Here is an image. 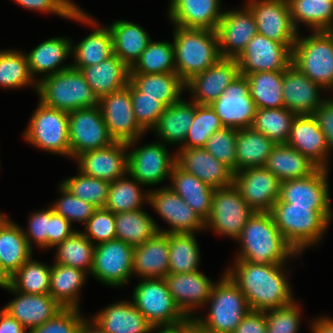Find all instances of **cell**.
<instances>
[{
	"instance_id": "1",
	"label": "cell",
	"mask_w": 333,
	"mask_h": 333,
	"mask_svg": "<svg viewBox=\"0 0 333 333\" xmlns=\"http://www.w3.org/2000/svg\"><path fill=\"white\" fill-rule=\"evenodd\" d=\"M285 264H252L235 260L233 269L227 274L243 292L249 308L267 311L286 306L294 301L284 273Z\"/></svg>"
},
{
	"instance_id": "2",
	"label": "cell",
	"mask_w": 333,
	"mask_h": 333,
	"mask_svg": "<svg viewBox=\"0 0 333 333\" xmlns=\"http://www.w3.org/2000/svg\"><path fill=\"white\" fill-rule=\"evenodd\" d=\"M236 240L241 242L236 259L252 264H284L290 255L298 254L280 233L271 212H255Z\"/></svg>"
},
{
	"instance_id": "3",
	"label": "cell",
	"mask_w": 333,
	"mask_h": 333,
	"mask_svg": "<svg viewBox=\"0 0 333 333\" xmlns=\"http://www.w3.org/2000/svg\"><path fill=\"white\" fill-rule=\"evenodd\" d=\"M173 47L176 73L184 83L222 58L213 30L176 26Z\"/></svg>"
},
{
	"instance_id": "4",
	"label": "cell",
	"mask_w": 333,
	"mask_h": 333,
	"mask_svg": "<svg viewBox=\"0 0 333 333\" xmlns=\"http://www.w3.org/2000/svg\"><path fill=\"white\" fill-rule=\"evenodd\" d=\"M44 105L66 112L99 105V99L80 70L70 67L34 81Z\"/></svg>"
},
{
	"instance_id": "5",
	"label": "cell",
	"mask_w": 333,
	"mask_h": 333,
	"mask_svg": "<svg viewBox=\"0 0 333 333\" xmlns=\"http://www.w3.org/2000/svg\"><path fill=\"white\" fill-rule=\"evenodd\" d=\"M206 303H211L206 319L194 318L200 333H232L251 310L245 295L226 272Z\"/></svg>"
},
{
	"instance_id": "6",
	"label": "cell",
	"mask_w": 333,
	"mask_h": 333,
	"mask_svg": "<svg viewBox=\"0 0 333 333\" xmlns=\"http://www.w3.org/2000/svg\"><path fill=\"white\" fill-rule=\"evenodd\" d=\"M271 214L282 236L298 254L321 240L329 224L314 207L292 206L279 199Z\"/></svg>"
},
{
	"instance_id": "7",
	"label": "cell",
	"mask_w": 333,
	"mask_h": 333,
	"mask_svg": "<svg viewBox=\"0 0 333 333\" xmlns=\"http://www.w3.org/2000/svg\"><path fill=\"white\" fill-rule=\"evenodd\" d=\"M292 64L310 80L324 88L333 85V31H314L297 40L292 49Z\"/></svg>"
},
{
	"instance_id": "8",
	"label": "cell",
	"mask_w": 333,
	"mask_h": 333,
	"mask_svg": "<svg viewBox=\"0 0 333 333\" xmlns=\"http://www.w3.org/2000/svg\"><path fill=\"white\" fill-rule=\"evenodd\" d=\"M133 304L153 327L178 324L187 318L175 303L164 278L139 282L133 292Z\"/></svg>"
},
{
	"instance_id": "9",
	"label": "cell",
	"mask_w": 333,
	"mask_h": 333,
	"mask_svg": "<svg viewBox=\"0 0 333 333\" xmlns=\"http://www.w3.org/2000/svg\"><path fill=\"white\" fill-rule=\"evenodd\" d=\"M24 137L31 144L50 153L71 156L66 111L48 107L40 102Z\"/></svg>"
},
{
	"instance_id": "10",
	"label": "cell",
	"mask_w": 333,
	"mask_h": 333,
	"mask_svg": "<svg viewBox=\"0 0 333 333\" xmlns=\"http://www.w3.org/2000/svg\"><path fill=\"white\" fill-rule=\"evenodd\" d=\"M255 211L240 195L235 185L214 190L212 209L204 221L205 228L211 227L215 232L237 239Z\"/></svg>"
},
{
	"instance_id": "11",
	"label": "cell",
	"mask_w": 333,
	"mask_h": 333,
	"mask_svg": "<svg viewBox=\"0 0 333 333\" xmlns=\"http://www.w3.org/2000/svg\"><path fill=\"white\" fill-rule=\"evenodd\" d=\"M71 156L108 147L115 142L109 135L100 106L68 112Z\"/></svg>"
},
{
	"instance_id": "12",
	"label": "cell",
	"mask_w": 333,
	"mask_h": 333,
	"mask_svg": "<svg viewBox=\"0 0 333 333\" xmlns=\"http://www.w3.org/2000/svg\"><path fill=\"white\" fill-rule=\"evenodd\" d=\"M99 106L109 135L115 142L127 143L130 148L145 133L133 112L130 80L123 89L102 96L99 99Z\"/></svg>"
},
{
	"instance_id": "13",
	"label": "cell",
	"mask_w": 333,
	"mask_h": 333,
	"mask_svg": "<svg viewBox=\"0 0 333 333\" xmlns=\"http://www.w3.org/2000/svg\"><path fill=\"white\" fill-rule=\"evenodd\" d=\"M294 44L276 42L257 33L236 59L240 74L286 70L292 64Z\"/></svg>"
},
{
	"instance_id": "14",
	"label": "cell",
	"mask_w": 333,
	"mask_h": 333,
	"mask_svg": "<svg viewBox=\"0 0 333 333\" xmlns=\"http://www.w3.org/2000/svg\"><path fill=\"white\" fill-rule=\"evenodd\" d=\"M327 173L328 169L318 168L308 177L282 181L279 200L292 206L314 207L330 223L332 212Z\"/></svg>"
},
{
	"instance_id": "15",
	"label": "cell",
	"mask_w": 333,
	"mask_h": 333,
	"mask_svg": "<svg viewBox=\"0 0 333 333\" xmlns=\"http://www.w3.org/2000/svg\"><path fill=\"white\" fill-rule=\"evenodd\" d=\"M134 246L114 239L95 245L91 274L106 285H124L133 273Z\"/></svg>"
},
{
	"instance_id": "16",
	"label": "cell",
	"mask_w": 333,
	"mask_h": 333,
	"mask_svg": "<svg viewBox=\"0 0 333 333\" xmlns=\"http://www.w3.org/2000/svg\"><path fill=\"white\" fill-rule=\"evenodd\" d=\"M211 107L224 127L234 129L252 127L257 107L250 95V85L246 76L239 74Z\"/></svg>"
},
{
	"instance_id": "17",
	"label": "cell",
	"mask_w": 333,
	"mask_h": 333,
	"mask_svg": "<svg viewBox=\"0 0 333 333\" xmlns=\"http://www.w3.org/2000/svg\"><path fill=\"white\" fill-rule=\"evenodd\" d=\"M281 180L264 166L234 173L233 184L255 212H271L279 199Z\"/></svg>"
},
{
	"instance_id": "18",
	"label": "cell",
	"mask_w": 333,
	"mask_h": 333,
	"mask_svg": "<svg viewBox=\"0 0 333 333\" xmlns=\"http://www.w3.org/2000/svg\"><path fill=\"white\" fill-rule=\"evenodd\" d=\"M173 156L170 157L162 141L138 147L128 153L127 174L140 185L159 184L170 176L176 163Z\"/></svg>"
},
{
	"instance_id": "19",
	"label": "cell",
	"mask_w": 333,
	"mask_h": 333,
	"mask_svg": "<svg viewBox=\"0 0 333 333\" xmlns=\"http://www.w3.org/2000/svg\"><path fill=\"white\" fill-rule=\"evenodd\" d=\"M246 5L259 34L280 43H295L298 29L292 23L287 0H250Z\"/></svg>"
},
{
	"instance_id": "20",
	"label": "cell",
	"mask_w": 333,
	"mask_h": 333,
	"mask_svg": "<svg viewBox=\"0 0 333 333\" xmlns=\"http://www.w3.org/2000/svg\"><path fill=\"white\" fill-rule=\"evenodd\" d=\"M148 203L170 224L171 229L162 233H195L205 228L204 220L170 187L149 191Z\"/></svg>"
},
{
	"instance_id": "21",
	"label": "cell",
	"mask_w": 333,
	"mask_h": 333,
	"mask_svg": "<svg viewBox=\"0 0 333 333\" xmlns=\"http://www.w3.org/2000/svg\"><path fill=\"white\" fill-rule=\"evenodd\" d=\"M257 33V23L247 6L225 11L216 28L221 57L237 59Z\"/></svg>"
},
{
	"instance_id": "22",
	"label": "cell",
	"mask_w": 333,
	"mask_h": 333,
	"mask_svg": "<svg viewBox=\"0 0 333 333\" xmlns=\"http://www.w3.org/2000/svg\"><path fill=\"white\" fill-rule=\"evenodd\" d=\"M240 74L236 59L221 58L217 63L185 83L193 100L200 105H211Z\"/></svg>"
},
{
	"instance_id": "23",
	"label": "cell",
	"mask_w": 333,
	"mask_h": 333,
	"mask_svg": "<svg viewBox=\"0 0 333 333\" xmlns=\"http://www.w3.org/2000/svg\"><path fill=\"white\" fill-rule=\"evenodd\" d=\"M127 149V143L113 142L108 147L83 152L76 157L79 170L88 176L113 182L126 176L128 153L124 150Z\"/></svg>"
},
{
	"instance_id": "24",
	"label": "cell",
	"mask_w": 333,
	"mask_h": 333,
	"mask_svg": "<svg viewBox=\"0 0 333 333\" xmlns=\"http://www.w3.org/2000/svg\"><path fill=\"white\" fill-rule=\"evenodd\" d=\"M175 157L182 170L215 189L233 185L234 172L205 148H181Z\"/></svg>"
},
{
	"instance_id": "25",
	"label": "cell",
	"mask_w": 333,
	"mask_h": 333,
	"mask_svg": "<svg viewBox=\"0 0 333 333\" xmlns=\"http://www.w3.org/2000/svg\"><path fill=\"white\" fill-rule=\"evenodd\" d=\"M3 288L16 293V299L8 303L3 309L13 316L25 329L41 326L54 317L61 306L50 294H28L16 291L9 283Z\"/></svg>"
},
{
	"instance_id": "26",
	"label": "cell",
	"mask_w": 333,
	"mask_h": 333,
	"mask_svg": "<svg viewBox=\"0 0 333 333\" xmlns=\"http://www.w3.org/2000/svg\"><path fill=\"white\" fill-rule=\"evenodd\" d=\"M320 88L323 87L310 80L293 64L283 71L284 107L296 115H313L325 101L319 96Z\"/></svg>"
},
{
	"instance_id": "27",
	"label": "cell",
	"mask_w": 333,
	"mask_h": 333,
	"mask_svg": "<svg viewBox=\"0 0 333 333\" xmlns=\"http://www.w3.org/2000/svg\"><path fill=\"white\" fill-rule=\"evenodd\" d=\"M164 279L175 303L187 318H192L195 308L206 304L215 285L199 270L182 274L168 273Z\"/></svg>"
},
{
	"instance_id": "28",
	"label": "cell",
	"mask_w": 333,
	"mask_h": 333,
	"mask_svg": "<svg viewBox=\"0 0 333 333\" xmlns=\"http://www.w3.org/2000/svg\"><path fill=\"white\" fill-rule=\"evenodd\" d=\"M287 144L308 157L319 168L327 169L329 148L313 115H296Z\"/></svg>"
},
{
	"instance_id": "29",
	"label": "cell",
	"mask_w": 333,
	"mask_h": 333,
	"mask_svg": "<svg viewBox=\"0 0 333 333\" xmlns=\"http://www.w3.org/2000/svg\"><path fill=\"white\" fill-rule=\"evenodd\" d=\"M169 17L176 26L216 31L224 12L219 0H171Z\"/></svg>"
},
{
	"instance_id": "30",
	"label": "cell",
	"mask_w": 333,
	"mask_h": 333,
	"mask_svg": "<svg viewBox=\"0 0 333 333\" xmlns=\"http://www.w3.org/2000/svg\"><path fill=\"white\" fill-rule=\"evenodd\" d=\"M169 269V233L157 232L152 238L134 247L133 273L142 279L164 278Z\"/></svg>"
},
{
	"instance_id": "31",
	"label": "cell",
	"mask_w": 333,
	"mask_h": 333,
	"mask_svg": "<svg viewBox=\"0 0 333 333\" xmlns=\"http://www.w3.org/2000/svg\"><path fill=\"white\" fill-rule=\"evenodd\" d=\"M0 257L3 264V283L32 257L23 230L6 216L0 214Z\"/></svg>"
},
{
	"instance_id": "32",
	"label": "cell",
	"mask_w": 333,
	"mask_h": 333,
	"mask_svg": "<svg viewBox=\"0 0 333 333\" xmlns=\"http://www.w3.org/2000/svg\"><path fill=\"white\" fill-rule=\"evenodd\" d=\"M78 70L98 99L123 89L130 80V68L115 54L98 64Z\"/></svg>"
},
{
	"instance_id": "33",
	"label": "cell",
	"mask_w": 333,
	"mask_h": 333,
	"mask_svg": "<svg viewBox=\"0 0 333 333\" xmlns=\"http://www.w3.org/2000/svg\"><path fill=\"white\" fill-rule=\"evenodd\" d=\"M168 178L172 181L170 188L205 221L212 209L215 188L182 170L176 163Z\"/></svg>"
},
{
	"instance_id": "34",
	"label": "cell",
	"mask_w": 333,
	"mask_h": 333,
	"mask_svg": "<svg viewBox=\"0 0 333 333\" xmlns=\"http://www.w3.org/2000/svg\"><path fill=\"white\" fill-rule=\"evenodd\" d=\"M94 321L109 333H151L153 326L132 302H117L106 307Z\"/></svg>"
},
{
	"instance_id": "35",
	"label": "cell",
	"mask_w": 333,
	"mask_h": 333,
	"mask_svg": "<svg viewBox=\"0 0 333 333\" xmlns=\"http://www.w3.org/2000/svg\"><path fill=\"white\" fill-rule=\"evenodd\" d=\"M264 167L281 181L308 177L319 168L287 143L274 145Z\"/></svg>"
},
{
	"instance_id": "36",
	"label": "cell",
	"mask_w": 333,
	"mask_h": 333,
	"mask_svg": "<svg viewBox=\"0 0 333 333\" xmlns=\"http://www.w3.org/2000/svg\"><path fill=\"white\" fill-rule=\"evenodd\" d=\"M71 52L72 43L67 38L56 37L42 42L26 55L31 76L47 73L44 78L70 68L71 64L60 67V63L72 54Z\"/></svg>"
},
{
	"instance_id": "37",
	"label": "cell",
	"mask_w": 333,
	"mask_h": 333,
	"mask_svg": "<svg viewBox=\"0 0 333 333\" xmlns=\"http://www.w3.org/2000/svg\"><path fill=\"white\" fill-rule=\"evenodd\" d=\"M109 28L114 54L131 68L151 41L149 35L138 24L125 20L116 21Z\"/></svg>"
},
{
	"instance_id": "38",
	"label": "cell",
	"mask_w": 333,
	"mask_h": 333,
	"mask_svg": "<svg viewBox=\"0 0 333 333\" xmlns=\"http://www.w3.org/2000/svg\"><path fill=\"white\" fill-rule=\"evenodd\" d=\"M195 116V102H178L166 107L160 115L155 129L160 138L166 143L184 144Z\"/></svg>"
},
{
	"instance_id": "39",
	"label": "cell",
	"mask_w": 333,
	"mask_h": 333,
	"mask_svg": "<svg viewBox=\"0 0 333 333\" xmlns=\"http://www.w3.org/2000/svg\"><path fill=\"white\" fill-rule=\"evenodd\" d=\"M275 143L253 127L238 129L236 139V172L265 166Z\"/></svg>"
},
{
	"instance_id": "40",
	"label": "cell",
	"mask_w": 333,
	"mask_h": 333,
	"mask_svg": "<svg viewBox=\"0 0 333 333\" xmlns=\"http://www.w3.org/2000/svg\"><path fill=\"white\" fill-rule=\"evenodd\" d=\"M130 81L143 96L158 98L166 107L178 102L185 83L176 72L141 74L130 73Z\"/></svg>"
},
{
	"instance_id": "41",
	"label": "cell",
	"mask_w": 333,
	"mask_h": 333,
	"mask_svg": "<svg viewBox=\"0 0 333 333\" xmlns=\"http://www.w3.org/2000/svg\"><path fill=\"white\" fill-rule=\"evenodd\" d=\"M86 274L84 270L54 263L51 266L49 294L63 308H78V293Z\"/></svg>"
},
{
	"instance_id": "42",
	"label": "cell",
	"mask_w": 333,
	"mask_h": 333,
	"mask_svg": "<svg viewBox=\"0 0 333 333\" xmlns=\"http://www.w3.org/2000/svg\"><path fill=\"white\" fill-rule=\"evenodd\" d=\"M297 29L302 22L314 31H333V0H287Z\"/></svg>"
},
{
	"instance_id": "43",
	"label": "cell",
	"mask_w": 333,
	"mask_h": 333,
	"mask_svg": "<svg viewBox=\"0 0 333 333\" xmlns=\"http://www.w3.org/2000/svg\"><path fill=\"white\" fill-rule=\"evenodd\" d=\"M75 62L71 67L82 69L98 64L114 55L113 39L109 27L95 29L77 46H72Z\"/></svg>"
},
{
	"instance_id": "44",
	"label": "cell",
	"mask_w": 333,
	"mask_h": 333,
	"mask_svg": "<svg viewBox=\"0 0 333 333\" xmlns=\"http://www.w3.org/2000/svg\"><path fill=\"white\" fill-rule=\"evenodd\" d=\"M116 239L132 246L143 244L152 238L160 228L141 209L115 214Z\"/></svg>"
},
{
	"instance_id": "45",
	"label": "cell",
	"mask_w": 333,
	"mask_h": 333,
	"mask_svg": "<svg viewBox=\"0 0 333 333\" xmlns=\"http://www.w3.org/2000/svg\"><path fill=\"white\" fill-rule=\"evenodd\" d=\"M244 76L257 109L284 107L283 71H261Z\"/></svg>"
},
{
	"instance_id": "46",
	"label": "cell",
	"mask_w": 333,
	"mask_h": 333,
	"mask_svg": "<svg viewBox=\"0 0 333 333\" xmlns=\"http://www.w3.org/2000/svg\"><path fill=\"white\" fill-rule=\"evenodd\" d=\"M296 114L285 107L257 109L252 127L275 144L288 142Z\"/></svg>"
},
{
	"instance_id": "47",
	"label": "cell",
	"mask_w": 333,
	"mask_h": 333,
	"mask_svg": "<svg viewBox=\"0 0 333 333\" xmlns=\"http://www.w3.org/2000/svg\"><path fill=\"white\" fill-rule=\"evenodd\" d=\"M194 233H169L168 273H192L198 270L199 247Z\"/></svg>"
},
{
	"instance_id": "48",
	"label": "cell",
	"mask_w": 333,
	"mask_h": 333,
	"mask_svg": "<svg viewBox=\"0 0 333 333\" xmlns=\"http://www.w3.org/2000/svg\"><path fill=\"white\" fill-rule=\"evenodd\" d=\"M56 246V264L91 272L95 244L83 232L75 231Z\"/></svg>"
},
{
	"instance_id": "49",
	"label": "cell",
	"mask_w": 333,
	"mask_h": 333,
	"mask_svg": "<svg viewBox=\"0 0 333 333\" xmlns=\"http://www.w3.org/2000/svg\"><path fill=\"white\" fill-rule=\"evenodd\" d=\"M176 72L173 43L150 41L130 73L154 74Z\"/></svg>"
},
{
	"instance_id": "50",
	"label": "cell",
	"mask_w": 333,
	"mask_h": 333,
	"mask_svg": "<svg viewBox=\"0 0 333 333\" xmlns=\"http://www.w3.org/2000/svg\"><path fill=\"white\" fill-rule=\"evenodd\" d=\"M132 179L128 180L123 176L110 182L105 209L114 214L141 209L144 200L148 201L149 194H142L140 183L135 178Z\"/></svg>"
},
{
	"instance_id": "51",
	"label": "cell",
	"mask_w": 333,
	"mask_h": 333,
	"mask_svg": "<svg viewBox=\"0 0 333 333\" xmlns=\"http://www.w3.org/2000/svg\"><path fill=\"white\" fill-rule=\"evenodd\" d=\"M51 267L32 260L25 262L10 278L9 284L19 292L49 294Z\"/></svg>"
},
{
	"instance_id": "52",
	"label": "cell",
	"mask_w": 333,
	"mask_h": 333,
	"mask_svg": "<svg viewBox=\"0 0 333 333\" xmlns=\"http://www.w3.org/2000/svg\"><path fill=\"white\" fill-rule=\"evenodd\" d=\"M61 185L72 195L96 208H104L108 199L110 182L80 173L64 180Z\"/></svg>"
},
{
	"instance_id": "53",
	"label": "cell",
	"mask_w": 333,
	"mask_h": 333,
	"mask_svg": "<svg viewBox=\"0 0 333 333\" xmlns=\"http://www.w3.org/2000/svg\"><path fill=\"white\" fill-rule=\"evenodd\" d=\"M223 124L211 105L195 103V116L181 148H204L208 138Z\"/></svg>"
},
{
	"instance_id": "54",
	"label": "cell",
	"mask_w": 333,
	"mask_h": 333,
	"mask_svg": "<svg viewBox=\"0 0 333 333\" xmlns=\"http://www.w3.org/2000/svg\"><path fill=\"white\" fill-rule=\"evenodd\" d=\"M31 76L26 55L20 51H0V85L6 88H21L30 85Z\"/></svg>"
},
{
	"instance_id": "55",
	"label": "cell",
	"mask_w": 333,
	"mask_h": 333,
	"mask_svg": "<svg viewBox=\"0 0 333 333\" xmlns=\"http://www.w3.org/2000/svg\"><path fill=\"white\" fill-rule=\"evenodd\" d=\"M238 129L223 127L207 140L205 149L236 173V139Z\"/></svg>"
},
{
	"instance_id": "56",
	"label": "cell",
	"mask_w": 333,
	"mask_h": 333,
	"mask_svg": "<svg viewBox=\"0 0 333 333\" xmlns=\"http://www.w3.org/2000/svg\"><path fill=\"white\" fill-rule=\"evenodd\" d=\"M130 93L136 121L145 131L149 128L152 129L157 124L158 119L166 109V106L159 101L158 98L143 96V92H141L131 81Z\"/></svg>"
},
{
	"instance_id": "57",
	"label": "cell",
	"mask_w": 333,
	"mask_h": 333,
	"mask_svg": "<svg viewBox=\"0 0 333 333\" xmlns=\"http://www.w3.org/2000/svg\"><path fill=\"white\" fill-rule=\"evenodd\" d=\"M295 300L276 309L265 311L267 333H297L300 325V307Z\"/></svg>"
},
{
	"instance_id": "58",
	"label": "cell",
	"mask_w": 333,
	"mask_h": 333,
	"mask_svg": "<svg viewBox=\"0 0 333 333\" xmlns=\"http://www.w3.org/2000/svg\"><path fill=\"white\" fill-rule=\"evenodd\" d=\"M62 197L52 206L55 213L62 215L70 223L81 221L86 223L97 209L92 204L72 195L60 184Z\"/></svg>"
},
{
	"instance_id": "59",
	"label": "cell",
	"mask_w": 333,
	"mask_h": 333,
	"mask_svg": "<svg viewBox=\"0 0 333 333\" xmlns=\"http://www.w3.org/2000/svg\"><path fill=\"white\" fill-rule=\"evenodd\" d=\"M79 314V308H63L41 326L30 329L29 333H79L85 321Z\"/></svg>"
},
{
	"instance_id": "60",
	"label": "cell",
	"mask_w": 333,
	"mask_h": 333,
	"mask_svg": "<svg viewBox=\"0 0 333 333\" xmlns=\"http://www.w3.org/2000/svg\"><path fill=\"white\" fill-rule=\"evenodd\" d=\"M85 225L83 234L97 244L116 239L115 214L110 210L97 208Z\"/></svg>"
},
{
	"instance_id": "61",
	"label": "cell",
	"mask_w": 333,
	"mask_h": 333,
	"mask_svg": "<svg viewBox=\"0 0 333 333\" xmlns=\"http://www.w3.org/2000/svg\"><path fill=\"white\" fill-rule=\"evenodd\" d=\"M24 8L39 10L43 12H53L63 18H69L84 23H90L95 26L91 17L86 13H73L61 0H14Z\"/></svg>"
},
{
	"instance_id": "62",
	"label": "cell",
	"mask_w": 333,
	"mask_h": 333,
	"mask_svg": "<svg viewBox=\"0 0 333 333\" xmlns=\"http://www.w3.org/2000/svg\"><path fill=\"white\" fill-rule=\"evenodd\" d=\"M24 236L32 249L31 239L40 248H48L49 209L33 213L29 219L28 232Z\"/></svg>"
},
{
	"instance_id": "63",
	"label": "cell",
	"mask_w": 333,
	"mask_h": 333,
	"mask_svg": "<svg viewBox=\"0 0 333 333\" xmlns=\"http://www.w3.org/2000/svg\"><path fill=\"white\" fill-rule=\"evenodd\" d=\"M71 226L67 219L55 213L52 207L49 208L48 248L55 247L71 236L75 232Z\"/></svg>"
},
{
	"instance_id": "64",
	"label": "cell",
	"mask_w": 333,
	"mask_h": 333,
	"mask_svg": "<svg viewBox=\"0 0 333 333\" xmlns=\"http://www.w3.org/2000/svg\"><path fill=\"white\" fill-rule=\"evenodd\" d=\"M313 117L322 129L329 150L333 149V102L326 100L315 110Z\"/></svg>"
},
{
	"instance_id": "65",
	"label": "cell",
	"mask_w": 333,
	"mask_h": 333,
	"mask_svg": "<svg viewBox=\"0 0 333 333\" xmlns=\"http://www.w3.org/2000/svg\"><path fill=\"white\" fill-rule=\"evenodd\" d=\"M232 333H267L265 311L250 310Z\"/></svg>"
},
{
	"instance_id": "66",
	"label": "cell",
	"mask_w": 333,
	"mask_h": 333,
	"mask_svg": "<svg viewBox=\"0 0 333 333\" xmlns=\"http://www.w3.org/2000/svg\"><path fill=\"white\" fill-rule=\"evenodd\" d=\"M153 328H160L157 333H200L194 316L193 318H186L178 324L155 326Z\"/></svg>"
},
{
	"instance_id": "67",
	"label": "cell",
	"mask_w": 333,
	"mask_h": 333,
	"mask_svg": "<svg viewBox=\"0 0 333 333\" xmlns=\"http://www.w3.org/2000/svg\"><path fill=\"white\" fill-rule=\"evenodd\" d=\"M26 329L3 308L0 311V333H26Z\"/></svg>"
},
{
	"instance_id": "68",
	"label": "cell",
	"mask_w": 333,
	"mask_h": 333,
	"mask_svg": "<svg viewBox=\"0 0 333 333\" xmlns=\"http://www.w3.org/2000/svg\"><path fill=\"white\" fill-rule=\"evenodd\" d=\"M312 326L313 333H333V320L331 318L316 319Z\"/></svg>"
},
{
	"instance_id": "69",
	"label": "cell",
	"mask_w": 333,
	"mask_h": 333,
	"mask_svg": "<svg viewBox=\"0 0 333 333\" xmlns=\"http://www.w3.org/2000/svg\"><path fill=\"white\" fill-rule=\"evenodd\" d=\"M92 321L93 324L92 322L89 323V321L85 319L79 333H109L105 331L103 328H101L94 320Z\"/></svg>"
},
{
	"instance_id": "70",
	"label": "cell",
	"mask_w": 333,
	"mask_h": 333,
	"mask_svg": "<svg viewBox=\"0 0 333 333\" xmlns=\"http://www.w3.org/2000/svg\"><path fill=\"white\" fill-rule=\"evenodd\" d=\"M73 13H83L73 2L70 0H61Z\"/></svg>"
},
{
	"instance_id": "71",
	"label": "cell",
	"mask_w": 333,
	"mask_h": 333,
	"mask_svg": "<svg viewBox=\"0 0 333 333\" xmlns=\"http://www.w3.org/2000/svg\"><path fill=\"white\" fill-rule=\"evenodd\" d=\"M0 280L3 282V264L0 257Z\"/></svg>"
},
{
	"instance_id": "72",
	"label": "cell",
	"mask_w": 333,
	"mask_h": 333,
	"mask_svg": "<svg viewBox=\"0 0 333 333\" xmlns=\"http://www.w3.org/2000/svg\"><path fill=\"white\" fill-rule=\"evenodd\" d=\"M3 286H4V283L0 280V287L3 288Z\"/></svg>"
}]
</instances>
